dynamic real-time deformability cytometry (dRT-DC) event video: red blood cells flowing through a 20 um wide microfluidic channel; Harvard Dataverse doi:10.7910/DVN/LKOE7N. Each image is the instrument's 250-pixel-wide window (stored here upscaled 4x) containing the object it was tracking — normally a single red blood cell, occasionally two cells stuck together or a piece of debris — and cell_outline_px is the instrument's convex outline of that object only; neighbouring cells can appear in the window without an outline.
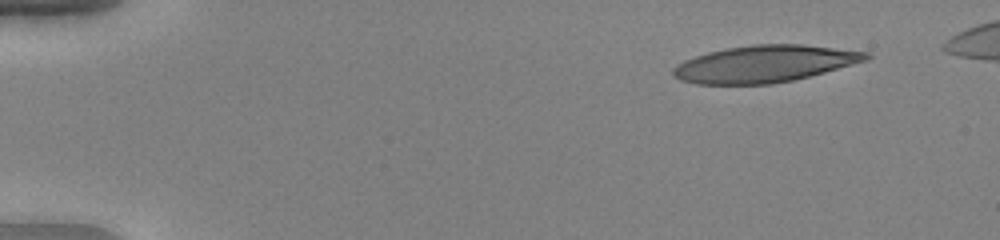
{"species": "human", "species_latin": "Homo sapiens", "temperature_condition": "warm", "stored_images_in_passage": 47, "camera_frame_rate_fps": 3000, "um_per_image_px": 0.085, "donor": {"sex": "female"}, "frame": {"image": 1, "passage_image": 1, "time_ms": 0.0, "image_size_px": [1000, 240], "cell_outline_px": [[872, 56], [868, 60], [824, 72], [792, 80], [772, 84], [696, 84], [680, 80], [672, 76], [672, 68], [676, 64], [684, 60], [708, 52], [728, 48], [752, 44], [800, 44], [868, 52]], "centroid_in_image_um": [64.95, 5.43], "position_along_channel_um": 20.0, "area_um2": 41.38}}
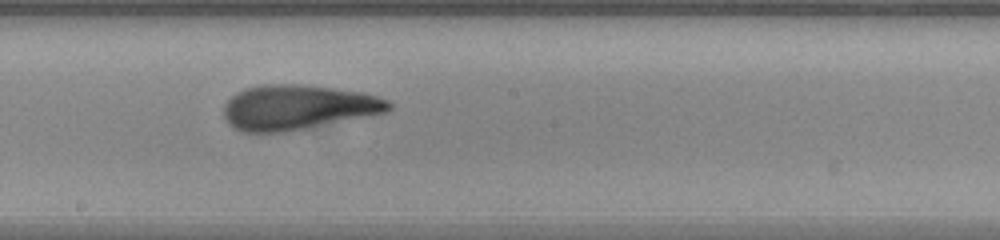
{"frame": {"image": 2, "passage_image": 25, "time_ms": 8.0, "image_size_px": [1000, 240], "cell_outline_px": [[392, 108], [388, 112], [308, 128], [284, 132], [240, 132], [232, 128], [228, 124], [224, 116], [224, 104], [236, 92], [244, 88], [264, 84], [300, 84], [332, 88], [360, 92], [376, 96], [388, 100], [392, 104]], "centroid_in_image_um": [25.28, 9.13], "position_along_channel_um": 222.9, "area_um2": 43.29}}
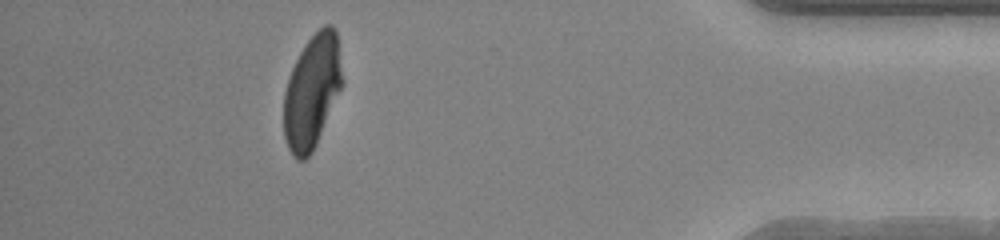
{"frame": {"image": 3, "passage_image": 42, "time_ms": 13.667, "image_size_px": [1000, 240], "cell_outline_px": [[344, 84], [316, 144], [312, 152], [304, 160], [296, 160], [292, 156], [288, 148], [284, 136], [284, 92], [292, 68], [304, 44], [324, 24], [332, 24], [336, 32], [344, 80]], "centroid_in_image_um": [26.54, 7.78], "position_along_channel_um": 408.7, "area_um2": 38.84}, "authors_computed_cell_mechanics": {"area_um2": 41.905, "velocity_mm_per_s": 4.0362, "shape_relaxation_time_tau1_ms": 5.747, "shape_relaxation_time_tau2_ms": 1.0396, "deformation_change_tau1": 0.2588, "deformation_change_tau2": 0.0865}}